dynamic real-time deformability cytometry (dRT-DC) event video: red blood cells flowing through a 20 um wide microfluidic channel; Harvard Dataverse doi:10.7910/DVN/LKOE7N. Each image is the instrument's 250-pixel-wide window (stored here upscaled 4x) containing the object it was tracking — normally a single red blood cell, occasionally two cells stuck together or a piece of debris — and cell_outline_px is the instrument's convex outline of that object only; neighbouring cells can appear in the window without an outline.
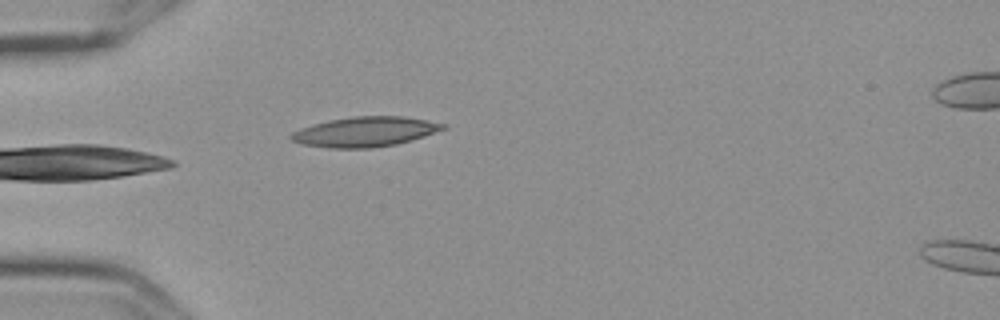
{"species": "Egyptian fruit bat (a non-hibernating species)", "species_latin": "Rousettus aegyptiacus", "temperature_condition": "cold", "stored_images_in_passage": 3, "camera_frame_rate_fps": 3000, "um_per_image_px": 0.085, "frame": {"image": 1, "passage_image": 3, "time_ms": 0.667, "image_size_px": [1000, 320], "cell_outline_px": [[448, 128], [412, 140], [396, 144], [372, 148], [328, 148], [304, 144], [292, 140], [288, 136], [292, 132], [300, 128], [312, 124], [328, 120], [352, 116], [404, 116], [428, 120], [448, 124]], "centroid_in_image_um": [31.06, 11.19], "position_along_channel_um": 53.9, "area_um2": 26.7}}